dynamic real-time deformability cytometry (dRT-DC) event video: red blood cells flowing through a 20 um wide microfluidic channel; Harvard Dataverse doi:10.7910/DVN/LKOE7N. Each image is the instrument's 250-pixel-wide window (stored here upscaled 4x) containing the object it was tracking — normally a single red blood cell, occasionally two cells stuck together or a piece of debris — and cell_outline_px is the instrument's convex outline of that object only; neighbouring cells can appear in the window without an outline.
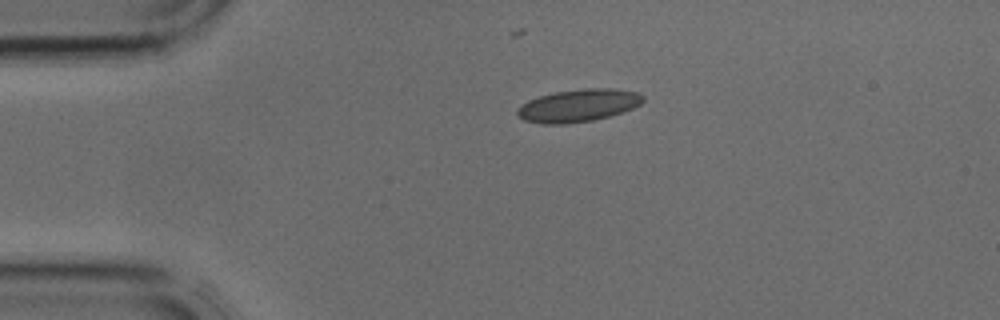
{"species": "common noctule bat (a hibernating species)", "species_latin": "Nyctalus noctula", "temperature_condition": "cold", "stored_images_in_passage": 1, "camera_frame_rate_fps": 3000, "um_per_image_px": 0.085, "animal": {"sex": "male", "body_mass_g": 17.9, "forearm_length_mm": 54.2}, "frame": {"image": 1, "passage_image": 1, "time_ms": 0.0, "image_size_px": [1000, 320], "cell_outline_px": [[644, 100], [640, 104], [632, 108], [608, 116], [592, 120], [564, 124], [540, 124], [524, 120], [516, 112], [528, 100], [540, 96], [556, 92], [584, 88], [608, 88], [636, 92], [644, 96]], "centroid_in_image_um": [49.16, 8.97], "position_along_channel_um": 35.8, "area_um2": 23.47}}